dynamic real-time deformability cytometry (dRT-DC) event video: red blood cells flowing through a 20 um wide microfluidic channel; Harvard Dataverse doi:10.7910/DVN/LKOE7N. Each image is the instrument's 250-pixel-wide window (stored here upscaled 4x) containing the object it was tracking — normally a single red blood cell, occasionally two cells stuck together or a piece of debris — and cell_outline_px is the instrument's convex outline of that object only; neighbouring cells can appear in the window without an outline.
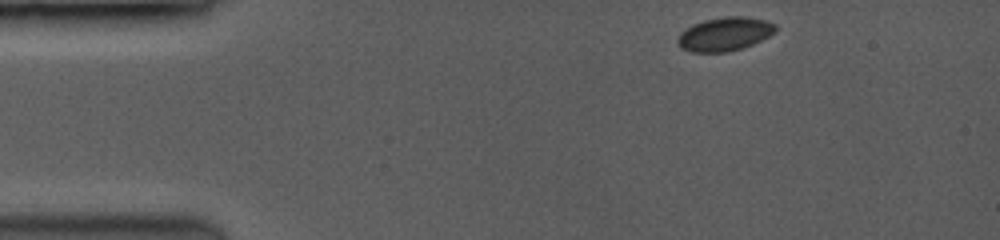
{"species": "common noctule bat (a hibernating species)", "species_latin": "Nyctalus noctula", "temperature_condition": "room temperature", "stored_images_in_passage": 6, "camera_frame_rate_fps": 3500, "um_per_image_px": 0.085, "animal": {"sex": "female", "body_mass_g": 19.0, "forearm_length_mm": 53.3}, "frame": {"image": 1, "passage_image": 1, "time_ms": 0.0, "image_size_px": [1000, 240], "cell_outline_px": [[776, 28], [768, 36], [752, 44], [740, 48], [724, 52], [692, 52], [684, 48], [676, 40], [688, 28], [704, 20], [728, 16], [744, 16], [764, 20], [776, 24]], "centroid_in_image_um": [61.63, 2.89], "position_along_channel_um": 23.4, "area_um2": 18.5}}
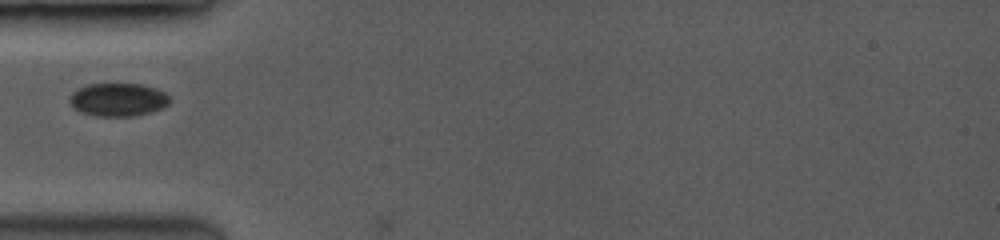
{"frame": {"image": 2, "passage_image": 5, "time_ms": 3.143, "image_size_px": [1000, 240], "cell_outline_px": [[168, 104], [160, 108], [148, 112], [132, 116], [96, 116], [84, 112], [76, 108], [72, 104], [72, 92], [88, 84], [140, 84], [164, 92], [168, 96]], "centroid_in_image_um": [10.04, 8.46], "position_along_channel_um": 75.0, "area_um2": 18.61}}